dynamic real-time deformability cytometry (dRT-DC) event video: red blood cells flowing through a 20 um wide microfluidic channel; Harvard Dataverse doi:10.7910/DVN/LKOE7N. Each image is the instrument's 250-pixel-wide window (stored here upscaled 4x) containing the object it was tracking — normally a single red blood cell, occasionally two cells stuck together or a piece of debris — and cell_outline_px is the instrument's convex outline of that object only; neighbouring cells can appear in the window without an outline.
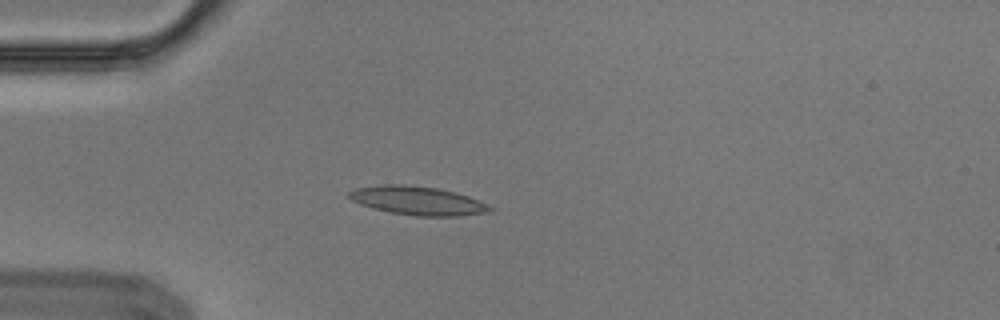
{"species": "Egyptian fruit bat (a non-hibernating species)", "species_latin": "Rousettus aegyptiacus", "temperature_condition": "cold", "stored_images_in_passage": 4, "camera_frame_rate_fps": 3000, "um_per_image_px": 0.085, "animal": {"sex": "male"}, "frame": {"image": 1, "passage_image": 4, "time_ms": 1.0, "image_size_px": [1000, 320], "cell_outline_px": [[496, 208], [484, 212], [460, 216], [416, 216], [388, 212], [372, 208], [360, 204], [352, 200], [348, 196], [348, 192], [352, 188], [380, 184], [404, 184], [436, 188], [456, 192], [480, 200]], "centroid_in_image_um": [35.46, 17.05], "position_along_channel_um": 49.5, "area_um2": 23.76}}